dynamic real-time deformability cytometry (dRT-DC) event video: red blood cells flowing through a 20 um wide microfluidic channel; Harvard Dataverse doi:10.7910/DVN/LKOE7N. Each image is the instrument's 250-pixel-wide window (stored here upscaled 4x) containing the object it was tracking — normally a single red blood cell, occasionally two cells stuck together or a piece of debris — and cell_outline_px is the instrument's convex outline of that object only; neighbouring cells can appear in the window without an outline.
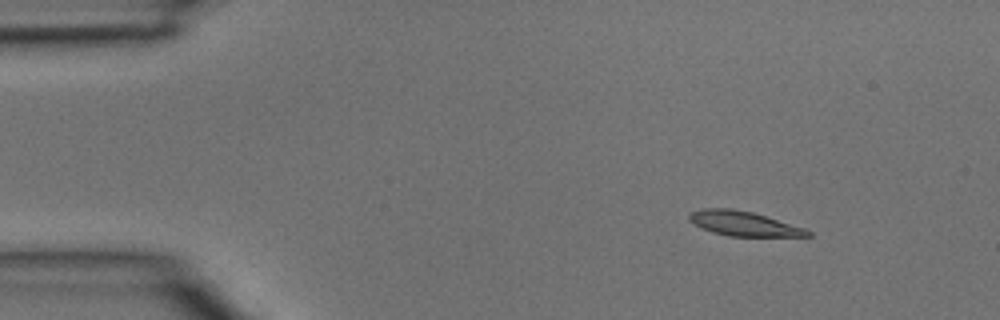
{"species": "common noctule bat (a hibernating species)", "species_latin": "Nyctalus noctula", "temperature_condition": "room temperature", "stored_images_in_passage": 5, "segment_of_instrument_passage": [1, 2], "camera_frame_rate_fps": 3000, "um_per_image_px": 0.085, "animal": {"sex": "male", "body_mass_g": 15.6}, "frame": {"image": 1, "passage_image": 2, "time_ms": 0.333, "image_size_px": [1000, 320], "cell_outline_px": [[812, 236], [728, 236], [712, 232], [692, 224], [688, 220], [688, 212], [704, 208], [732, 208], [752, 212], [804, 228], [812, 232]], "centroid_in_image_um": [63.14, 19.0], "position_along_channel_um": 21.9, "area_um2": 16.99}}